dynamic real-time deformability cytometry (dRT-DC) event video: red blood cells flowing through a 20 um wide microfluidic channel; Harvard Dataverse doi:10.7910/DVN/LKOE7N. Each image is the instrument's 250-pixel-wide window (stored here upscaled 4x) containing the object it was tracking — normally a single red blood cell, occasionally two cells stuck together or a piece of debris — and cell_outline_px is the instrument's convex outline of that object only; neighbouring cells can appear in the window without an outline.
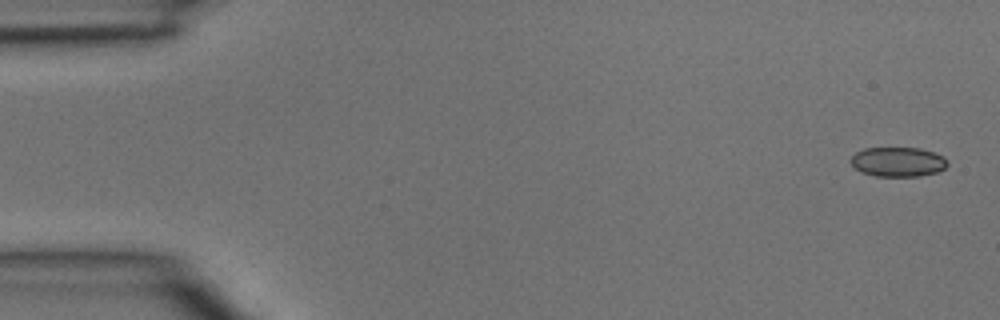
{"species": "common noctule bat (a hibernating species)", "species_latin": "Nyctalus noctula", "temperature_condition": "room temperature", "stored_images_in_passage": 5, "camera_frame_rate_fps": 3000, "um_per_image_px": 0.085, "animal": {"sex": "male", "body_mass_g": 15.6}, "frame": {"image": 1, "passage_image": 1, "time_ms": 0.0, "image_size_px": [1000, 320], "cell_outline_px": [[948, 164], [944, 168], [936, 172], [920, 176], [876, 176], [864, 172], [856, 168], [852, 164], [852, 156], [856, 152], [864, 148], [920, 148], [944, 156]], "centroid_in_image_um": [76.35, 13.75], "position_along_channel_um": 8.7, "area_um2": 16.42}}